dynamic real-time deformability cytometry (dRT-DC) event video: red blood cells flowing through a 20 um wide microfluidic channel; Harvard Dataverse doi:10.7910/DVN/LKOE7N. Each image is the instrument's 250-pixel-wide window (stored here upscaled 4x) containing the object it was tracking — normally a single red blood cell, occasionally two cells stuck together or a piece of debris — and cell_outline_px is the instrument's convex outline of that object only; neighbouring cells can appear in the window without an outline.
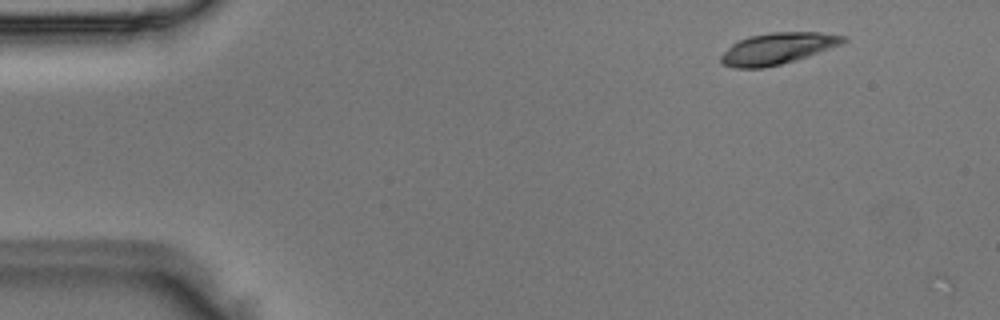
{"species": "Egyptian fruit bat (a non-hibernating species)", "species_latin": "Rousettus aegyptiacus", "temperature_condition": "room temperature", "stored_images_in_passage": 3, "camera_frame_rate_fps": 3000, "um_per_image_px": 0.085, "animal": {"sex": "male"}, "frame": {"image": 1, "passage_image": 1, "time_ms": 0.0, "image_size_px": [1000, 320], "cell_outline_px": [[848, 40], [844, 44], [796, 60], [764, 68], [732, 68], [724, 64], [720, 60], [720, 56], [732, 44], [740, 40], [752, 36], [772, 32], [820, 32], [848, 36]], "centroid_in_image_um": [66.16, 4.12], "position_along_channel_um": 18.8, "area_um2": 22.43}}